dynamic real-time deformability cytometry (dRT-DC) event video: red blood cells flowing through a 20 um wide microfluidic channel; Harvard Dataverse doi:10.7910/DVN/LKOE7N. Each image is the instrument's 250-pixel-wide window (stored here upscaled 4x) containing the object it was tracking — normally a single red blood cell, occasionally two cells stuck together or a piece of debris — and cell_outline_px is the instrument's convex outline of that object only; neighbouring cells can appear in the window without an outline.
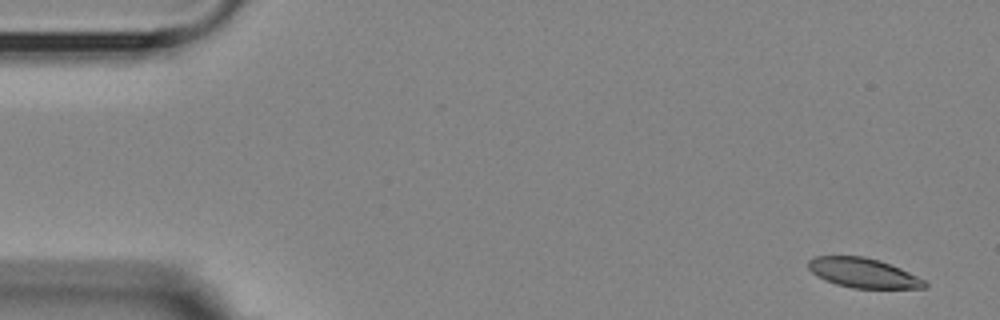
{"species": "Egyptian fruit bat (a non-hibernating species)", "species_latin": "Rousettus aegyptiacus", "temperature_condition": "room temperature", "stored_images_in_passage": 4, "camera_frame_rate_fps": 3000, "um_per_image_px": 0.085, "animal": {"sex": "female"}, "frame": {"image": 1, "passage_image": 1, "time_ms": 0.0, "image_size_px": [1000, 320], "cell_outline_px": [[928, 284], [924, 288], [852, 288], [836, 284], [824, 280], [812, 272], [808, 268], [808, 260], [816, 256], [864, 256], [880, 260], [900, 268], [924, 280]], "centroid_in_image_um": [73.35, 23.19], "position_along_channel_um": 11.7, "area_um2": 20.0}}
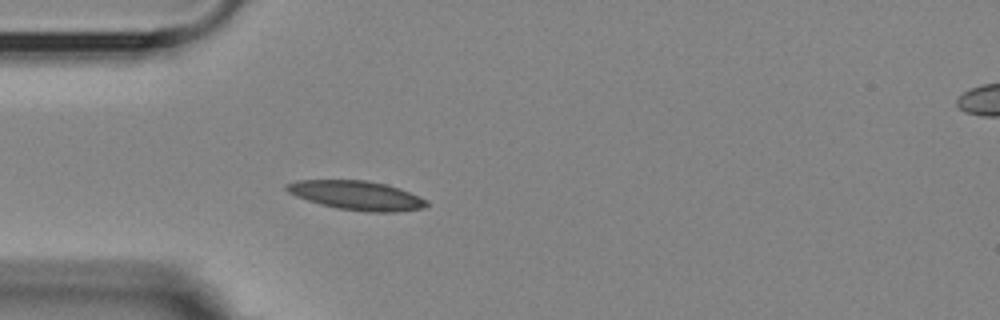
{"frame": {"image": 2, "passage_image": 4, "time_ms": 4.333, "image_size_px": [1000, 320], "cell_outline_px": [[428, 204], [424, 208], [396, 212], [368, 212], [336, 208], [320, 204], [296, 196], [288, 192], [284, 188], [284, 184], [296, 180], [368, 180], [388, 184], [400, 188], [428, 200]], "centroid_in_image_um": [30.32, 16.6], "position_along_channel_um": 54.7, "area_um2": 23.99}}